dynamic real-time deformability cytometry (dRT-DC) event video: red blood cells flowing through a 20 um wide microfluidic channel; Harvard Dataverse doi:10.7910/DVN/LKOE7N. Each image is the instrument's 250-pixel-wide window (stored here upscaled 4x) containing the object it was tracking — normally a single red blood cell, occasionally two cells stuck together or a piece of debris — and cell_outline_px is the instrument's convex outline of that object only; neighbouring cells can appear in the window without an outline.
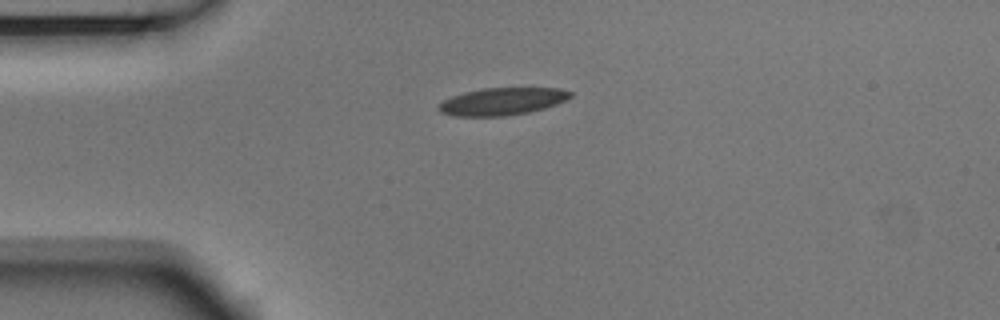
{"species": "Egyptian fruit bat (a non-hibernating species)", "species_latin": "Rousettus aegyptiacus", "temperature_condition": "room temperature", "stored_images_in_passage": 37, "camera_frame_rate_fps": 3000, "um_per_image_px": 0.085, "animal": {"sex": "male"}, "frame": {"image": 1, "passage_image": 1, "time_ms": 0.0, "image_size_px": [1000, 320], "cell_outline_px": [[572, 96], [556, 104], [544, 108], [528, 112], [504, 116], [452, 116], [440, 112], [436, 108], [436, 104], [452, 96], [464, 92], [484, 88], [560, 88], [572, 92]], "centroid_in_image_um": [42.63, 8.62], "position_along_channel_um": 42.4, "area_um2": 21.04}}
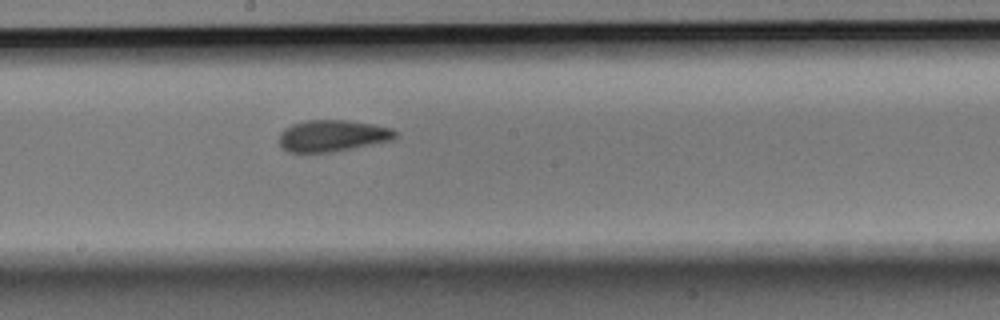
{"frame": {"image": 2, "passage_image": 17, "time_ms": 5.333, "image_size_px": [1000, 320], "cell_outline_px": [[396, 136], [392, 140], [352, 148], [328, 152], [288, 152], [280, 144], [280, 132], [284, 128], [292, 124], [304, 120], [348, 120], [372, 124], [392, 128], [396, 132]], "centroid_in_image_um": [28.24, 11.52], "position_along_channel_um": 220.0, "area_um2": 21.21}}
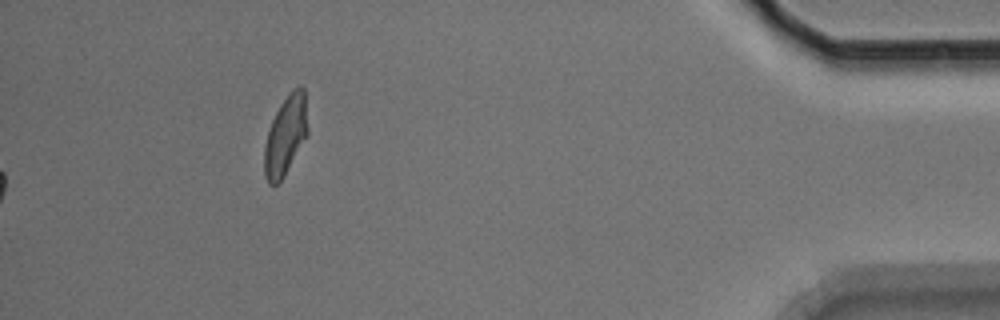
{"frame": {"image": 3, "passage_image": 37, "time_ms": 12.0, "image_size_px": [1000, 320], "cell_outline_px": [[308, 136], [284, 176], [276, 184], [268, 184], [264, 176], [264, 148], [268, 132], [272, 120], [280, 104], [292, 88], [300, 84], [304, 88], [308, 128]], "centroid_in_image_um": [24.29, 11.5], "position_along_channel_um": 410.9, "area_um2": 20.23}, "authors_computed_cell_mechanics": {"area_um2": 20.9814, "velocity_mm_per_s": 3.7403, "shape_relaxation_time_tau1_ms": 7.6812, "shape_relaxation_time_tau2_ms": 2.1192, "deformation_change_tau1": 0.1787, "deformation_change_tau2": 0.0665}}